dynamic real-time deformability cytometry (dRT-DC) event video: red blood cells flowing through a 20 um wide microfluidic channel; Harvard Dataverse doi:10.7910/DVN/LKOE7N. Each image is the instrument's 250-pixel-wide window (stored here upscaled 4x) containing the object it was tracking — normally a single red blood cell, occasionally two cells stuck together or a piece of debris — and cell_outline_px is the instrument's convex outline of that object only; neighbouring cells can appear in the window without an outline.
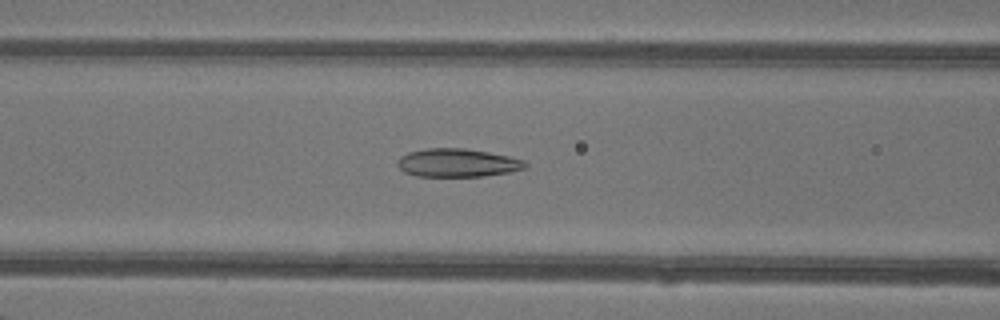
{"species": "common noctule bat (a hibernating species)", "species_latin": "Nyctalus noctula", "temperature_condition": "warm", "stored_images_in_passage": 48, "camera_frame_rate_fps": 3000, "um_per_image_px": 0.085, "animal": {"sex": "female"}, "frame": {"image": 1, "passage_image": 21, "time_ms": 6.667, "image_size_px": [1000, 320], "cell_outline_px": [[528, 168], [508, 172], [484, 176], [416, 176], [404, 172], [396, 164], [396, 160], [400, 156], [408, 152], [424, 148], [464, 148], [488, 152], [508, 156], [524, 160], [528, 164]], "centroid_in_image_um": [38.86, 13.83], "position_along_channel_um": 127.7, "area_um2": 21.21}}
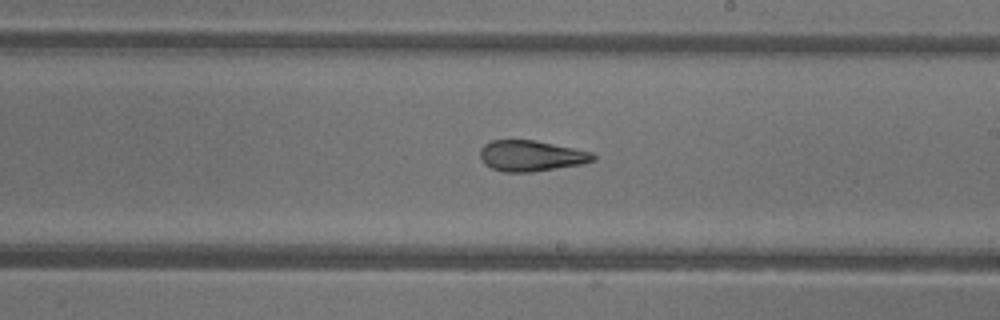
{"frame": {"image": 2, "passage_image": 29, "time_ms": 9.333, "image_size_px": [1000, 320], "cell_outline_px": [[596, 160], [584, 164], [532, 172], [504, 172], [492, 168], [484, 164], [480, 156], [480, 148], [484, 144], [492, 140], [536, 140], [592, 152], [596, 156]], "centroid_in_image_um": [45.16, 13.25], "position_along_channel_um": 243.8, "area_um2": 20.46}}
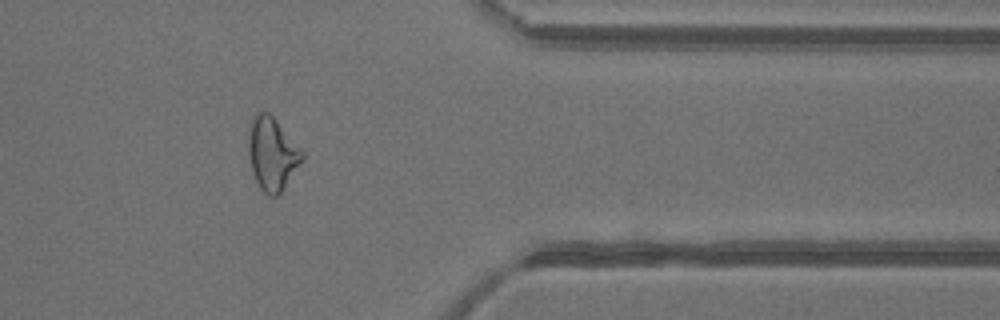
{"frame": {"image": 3, "passage_image": 40, "time_ms": 13.0, "image_size_px": [1000, 320], "cell_outline_px": [[304, 156], [284, 188], [276, 196], [268, 196], [260, 188], [252, 172], [248, 156], [248, 136], [252, 116], [256, 112], [268, 112], [276, 120], [304, 152]], "centroid_in_image_um": [23.1, 13.06], "position_along_channel_um": 388.3, "area_um2": 22.66}, "authors_computed_cell_mechanics": {"area_um2": 23.4668, "velocity_mm_per_s": 4.3534, "shape_relaxation_time_tau1_ms": null, "shape_relaxation_time_tau2_ms": 2.4078, "deformation_change_tau1": null, "deformation_change_tau2": 0.0949}}